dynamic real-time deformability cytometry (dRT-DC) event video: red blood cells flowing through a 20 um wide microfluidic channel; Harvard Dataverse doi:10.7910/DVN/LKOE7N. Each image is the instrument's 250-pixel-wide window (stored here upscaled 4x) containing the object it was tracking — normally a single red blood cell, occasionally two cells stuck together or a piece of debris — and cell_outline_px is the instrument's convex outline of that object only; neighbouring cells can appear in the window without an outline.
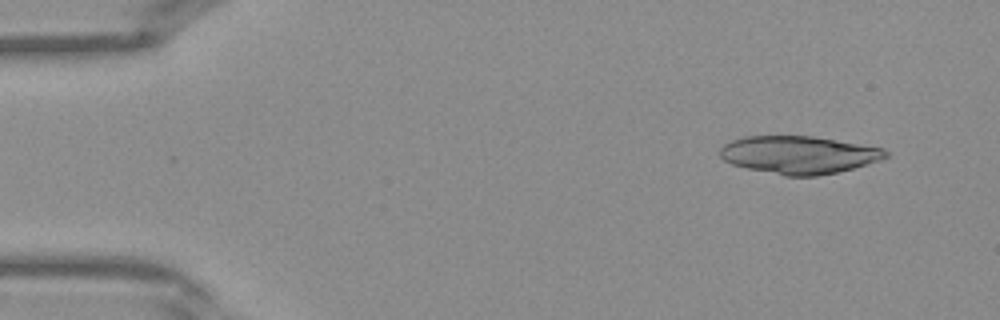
{"species": "Egyptian fruit bat (a non-hibernating species)", "species_latin": "Rousettus aegyptiacus", "temperature_condition": "warm", "stored_images_in_passage": 12, "camera_frame_rate_fps": 3000, "um_per_image_px": 0.085, "frame": {"image": 1, "passage_image": 3, "time_ms": 0.667, "image_size_px": [1000, 320], "cell_outline_px": [[888, 156], [880, 160], [868, 164], [836, 172], [816, 176], [784, 176], [748, 168], [732, 164], [724, 160], [720, 156], [720, 148], [724, 144], [732, 140], [744, 136], [812, 136], [884, 148], [888, 152]], "centroid_in_image_um": [67.89, 13.16], "position_along_channel_um": 17.1, "area_um2": 36.3}}